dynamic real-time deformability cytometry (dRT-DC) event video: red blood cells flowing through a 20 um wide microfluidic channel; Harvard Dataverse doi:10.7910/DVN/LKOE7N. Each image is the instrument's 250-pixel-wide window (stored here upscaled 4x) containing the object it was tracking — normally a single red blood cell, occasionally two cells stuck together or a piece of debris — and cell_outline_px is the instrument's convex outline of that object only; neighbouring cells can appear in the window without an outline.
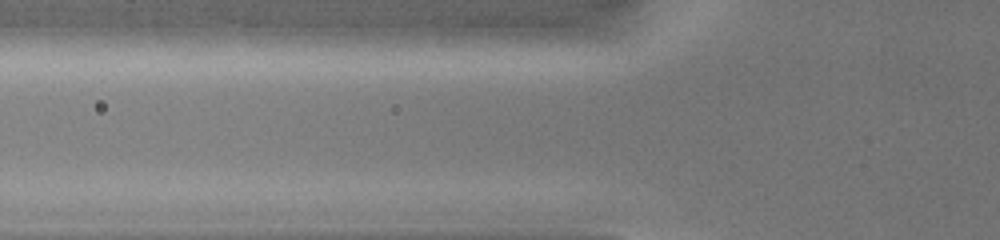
{"species": "common noctule bat (a hibernating species)", "species_latin": "Nyctalus noctula", "temperature_condition": "warm", "stored_images_in_passage": 3, "camera_frame_rate_fps": 3000, "um_per_image_px": 0.085, "animal": {"sex": "female", "body_mass_g": 19.0, "forearm_length_mm": 51.5}, "frame": {"image": 1, "passage_image": 2, "time_ms": 0.333, "image_size_px": [1000, 240], "cell_outline_px": [[628, 36], [616, 40], [600, 44], [560, 48], [460, 52], [408, 52], [400, 48], [400, 44], [408, 32], [472, 24], [580, 24], [628, 32]], "centroid_in_image_um": [43.1, 3.19], "position_along_channel_um": 82.7, "area_um2": 36.41}}